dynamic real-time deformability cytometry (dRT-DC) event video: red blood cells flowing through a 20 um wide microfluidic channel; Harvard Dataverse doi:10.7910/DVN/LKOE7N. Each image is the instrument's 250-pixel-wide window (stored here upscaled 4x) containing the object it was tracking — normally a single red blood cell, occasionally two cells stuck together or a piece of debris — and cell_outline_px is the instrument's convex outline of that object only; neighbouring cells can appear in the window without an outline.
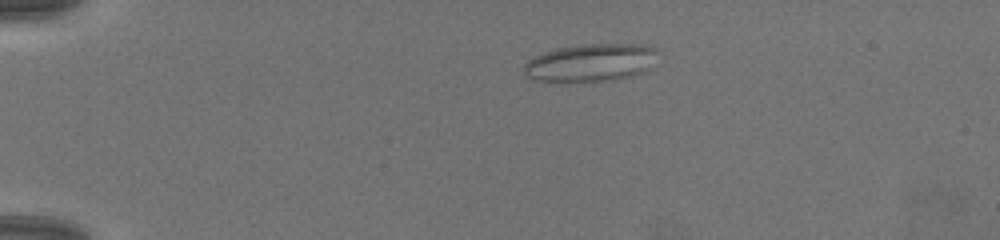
{"species": "common noctule bat (a hibernating species)", "species_latin": "Nyctalus noctula", "temperature_condition": "warm", "stored_images_in_passage": 54, "camera_frame_rate_fps": 3000, "um_per_image_px": 0.085, "animal": {"sex": "female", "body_mass_g": 19.5, "forearm_length_mm": 54.1}, "frame": {"image": 1, "passage_image": 1, "time_ms": 0.0, "image_size_px": [1000, 240], "cell_outline_px": [[656, 48], [648, 68], [640, 72], [616, 80], [536, 80], [528, 76], [524, 72], [524, 64], [528, 60], [544, 52], [556, 48], [584, 44], [636, 44]], "centroid_in_image_um": [50.15, 5.3], "position_along_channel_um": 34.8, "area_um2": 28.38}}
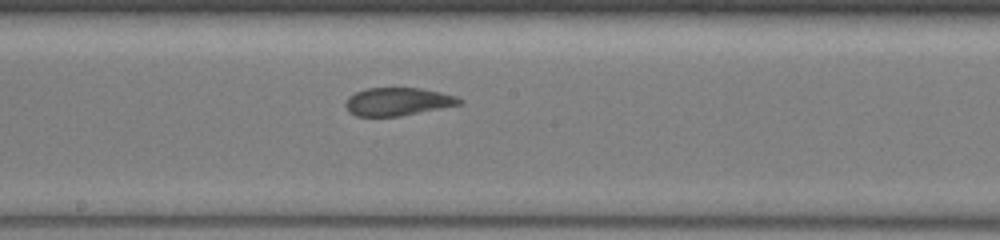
{"frame": {"image": 2, "passage_image": 25, "time_ms": 8.0, "image_size_px": [1000, 240], "cell_outline_px": [[464, 104], [400, 116], [356, 116], [348, 112], [344, 104], [348, 96], [356, 92], [368, 88], [420, 88], [440, 92], [456, 96], [464, 100]], "centroid_in_image_um": [33.82, 8.64], "position_along_channel_um": 214.4, "area_um2": 18.73}}
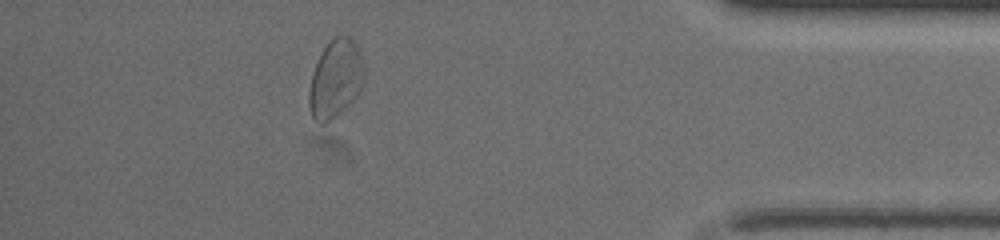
{"frame": {"image": 3, "passage_image": 47, "time_ms": 15.333, "image_size_px": [1000, 240], "cell_outline_px": [[364, 80], [356, 96], [344, 108], [324, 124], [320, 124], [312, 116], [308, 104], [308, 96], [312, 72], [324, 48], [340, 32], [348, 36], [356, 44], [360, 52], [364, 64]], "centroid_in_image_um": [28.52, 6.67], "position_along_channel_um": 406.7, "area_um2": 24.8}}